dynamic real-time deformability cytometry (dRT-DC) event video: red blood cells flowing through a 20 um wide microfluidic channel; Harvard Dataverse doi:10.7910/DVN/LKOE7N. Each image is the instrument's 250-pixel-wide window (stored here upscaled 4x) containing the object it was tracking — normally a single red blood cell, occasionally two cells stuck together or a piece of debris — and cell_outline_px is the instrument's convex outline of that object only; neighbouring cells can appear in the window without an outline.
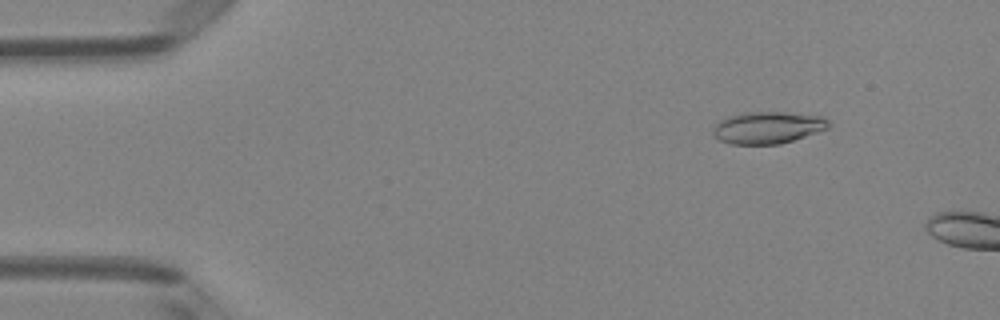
{"species": "Egyptian fruit bat (a non-hibernating species)", "species_latin": "Rousettus aegyptiacus", "temperature_condition": "room temperature", "stored_images_in_passage": 12, "camera_frame_rate_fps": 3000, "um_per_image_px": 0.085, "animal": {"sex": "female"}, "frame": {"image": 1, "passage_image": 6, "time_ms": 1.667, "image_size_px": [1000, 320], "cell_outline_px": [[832, 124], [828, 128], [780, 144], [732, 144], [720, 140], [712, 132], [712, 128], [720, 120], [728, 116], [744, 112], [784, 112], [824, 116]], "centroid_in_image_um": [65.26, 10.83], "position_along_channel_um": 19.7, "area_um2": 21.5}}